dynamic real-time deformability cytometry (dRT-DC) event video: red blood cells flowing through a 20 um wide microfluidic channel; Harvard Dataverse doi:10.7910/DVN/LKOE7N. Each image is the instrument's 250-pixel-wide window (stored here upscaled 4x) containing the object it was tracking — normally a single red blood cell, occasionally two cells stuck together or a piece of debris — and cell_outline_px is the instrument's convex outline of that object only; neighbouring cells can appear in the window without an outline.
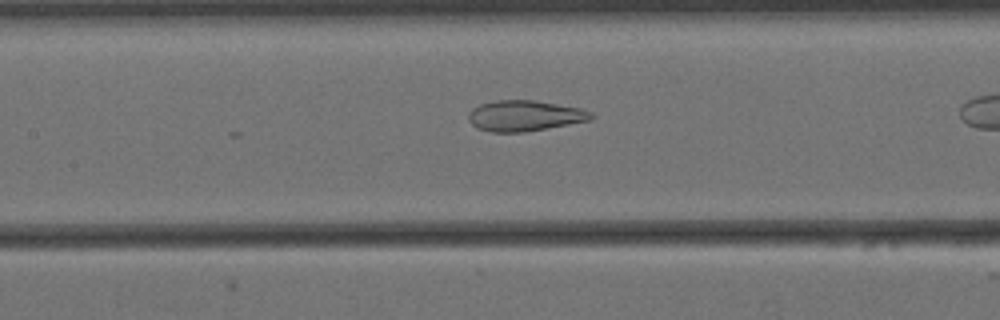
{"species": "Egyptian fruit bat (a non-hibernating species)", "species_latin": "Rousettus aegyptiacus", "temperature_condition": "cold", "stored_images_in_passage": 35, "camera_frame_rate_fps": 3000, "um_per_image_px": 0.085, "animal": {"sex": "female"}, "frame": {"image": 1, "passage_image": 16, "time_ms": 5.0, "image_size_px": [1000, 320], "cell_outline_px": [[596, 116], [592, 120], [524, 132], [492, 132], [476, 128], [468, 120], [468, 116], [472, 108], [480, 104], [496, 100], [532, 100], [580, 108], [592, 112]], "centroid_in_image_um": [44.6, 9.84], "position_along_channel_um": 162.8, "area_um2": 21.96}}
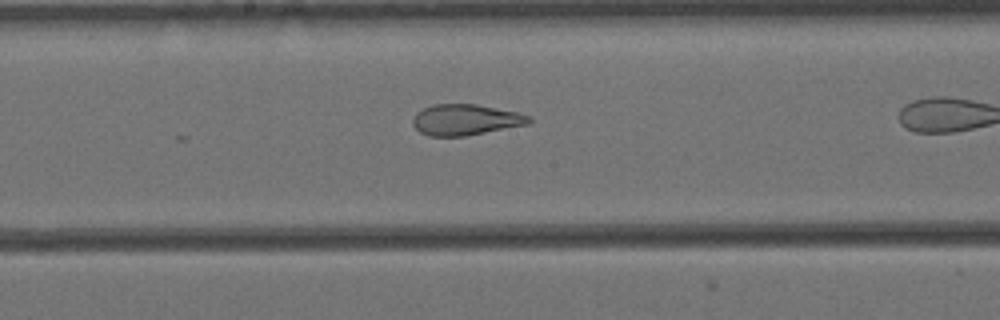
{"frame": {"image": 2, "passage_image": 20, "time_ms": 6.333, "image_size_px": [1000, 320], "cell_outline_px": [[532, 120], [528, 124], [464, 136], [428, 136], [420, 132], [412, 124], [412, 120], [416, 112], [432, 104], [476, 104], [520, 112], [532, 116]], "centroid_in_image_um": [39.58, 10.17], "position_along_channel_um": 208.6, "area_um2": 21.04}}